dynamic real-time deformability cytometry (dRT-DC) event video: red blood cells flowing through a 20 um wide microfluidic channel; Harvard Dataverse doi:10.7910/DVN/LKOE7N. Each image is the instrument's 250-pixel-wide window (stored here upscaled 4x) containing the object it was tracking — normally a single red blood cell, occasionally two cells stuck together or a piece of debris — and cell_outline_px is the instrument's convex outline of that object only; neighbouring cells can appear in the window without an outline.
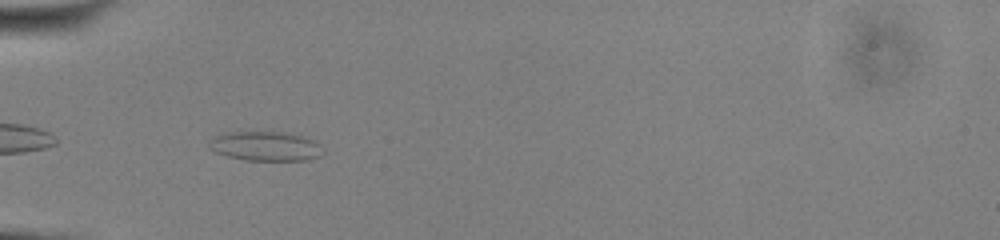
{"species": "common noctule bat (a hibernating species)", "species_latin": "Nyctalus noctula", "temperature_condition": "cold", "stored_images_in_passage": 37, "camera_frame_rate_fps": 3000, "um_per_image_px": 0.085, "animal": {"sex": "male", "body_mass_g": 13.0, "forearm_length_mm": 53.1}, "frame": {"image": 1, "passage_image": 2, "time_ms": 0.333, "image_size_px": [1000, 240], "cell_outline_px": [[324, 152], [320, 156], [308, 160], [244, 160], [228, 156], [216, 152], [208, 148], [208, 140], [224, 132], [288, 132], [308, 136], [316, 140], [320, 144]], "centroid_in_image_um": [22.61, 12.41], "position_along_channel_um": 62.4, "area_um2": 19.94}}
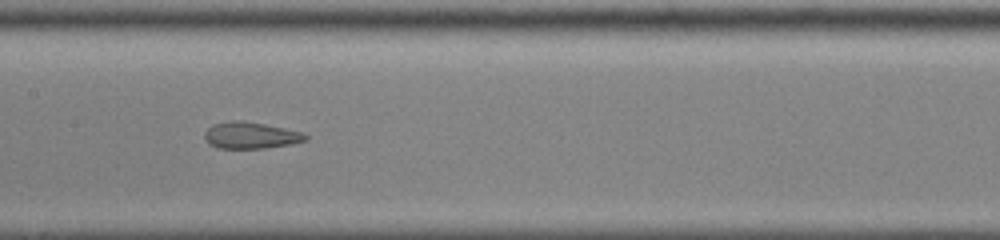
{"frame": {"image": 2, "passage_image": 12, "time_ms": 3.667, "image_size_px": [1000, 240], "cell_outline_px": [[308, 140], [292, 144], [264, 148], [216, 148], [208, 144], [204, 136], [204, 132], [212, 124], [232, 120], [240, 120], [264, 124], [284, 128], [300, 132], [308, 136]], "centroid_in_image_um": [21.27, 11.51], "position_along_channel_um": 186.1, "area_um2": 15.66}}
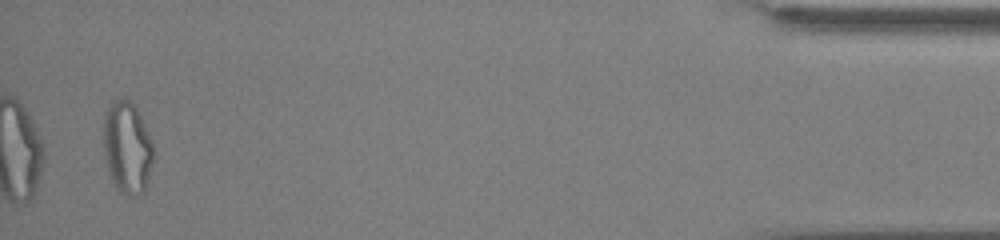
{"frame": {"image": 3, "passage_image": 36, "time_ms": 11.667, "image_size_px": [1000, 240], "cell_outline_px": [[152, 164], [144, 192], [128, 196], [116, 188], [112, 180], [108, 168], [104, 152], [104, 112], [112, 100], [128, 100], [136, 108], [152, 140]], "centroid_in_image_um": [10.8, 12.54], "position_along_channel_um": 424.4, "area_um2": 26.3}, "authors_computed_cell_mechanics": {"area_um2": 16.7042, "velocity_mm_per_s": 3.8956, "shape_relaxation_time_tau1_ms": null, "shape_relaxation_time_tau2_ms": 1.7006, "deformation_change_tau1": null, "deformation_change_tau2": 0.0982}}